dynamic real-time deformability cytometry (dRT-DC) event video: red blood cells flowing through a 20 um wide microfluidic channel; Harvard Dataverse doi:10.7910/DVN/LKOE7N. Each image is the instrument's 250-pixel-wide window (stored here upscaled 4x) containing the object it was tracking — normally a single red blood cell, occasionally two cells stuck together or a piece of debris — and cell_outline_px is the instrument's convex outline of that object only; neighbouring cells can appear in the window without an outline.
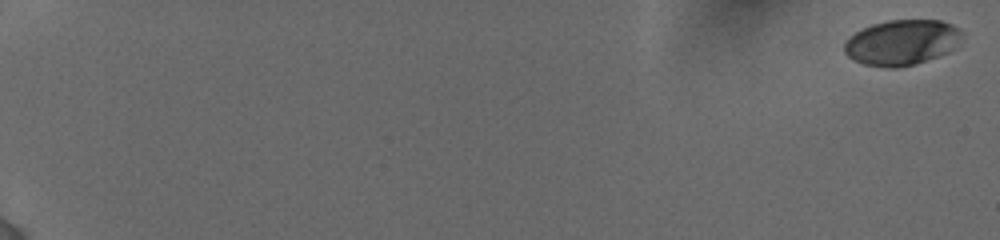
{"species": "human", "species_latin": "Homo sapiens", "temperature_condition": "cold", "stored_images_in_passage": 22, "camera_frame_rate_fps": 3000, "um_per_image_px": 0.085, "donor": {"sex": "female"}, "frame": {"image": 1, "passage_image": 1, "time_ms": 0.0, "image_size_px": [1000, 240], "cell_outline_px": [[964, 32], [956, 48], [948, 52], [912, 64], [896, 68], [888, 68], [864, 64], [852, 60], [844, 52], [844, 44], [856, 32], [872, 24], [888, 20], [940, 20], [952, 24], [960, 28]], "centroid_in_image_um": [76.68, 3.6], "position_along_channel_um": 8.3, "area_um2": 31.04}}
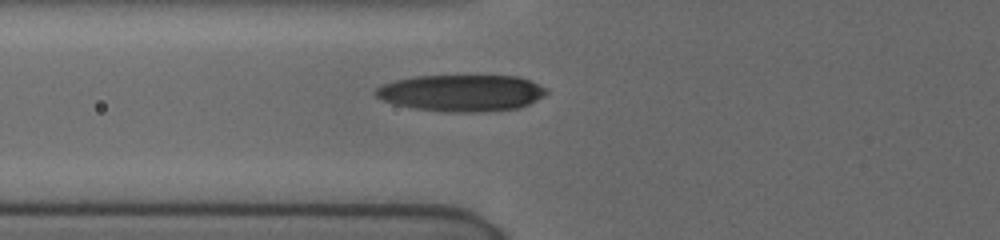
{"frame": {"image": 2, "passage_image": 16, "time_ms": 8.0, "image_size_px": [1000, 240], "cell_outline_px": [[548, 92], [544, 96], [520, 108], [484, 112], [444, 112], [416, 108], [396, 104], [384, 100], [376, 96], [372, 92], [376, 88], [384, 84], [396, 80], [412, 76], [520, 76], [548, 88]], "centroid_in_image_um": [39.26, 7.9], "position_along_channel_um": 86.5, "area_um2": 36.59}}
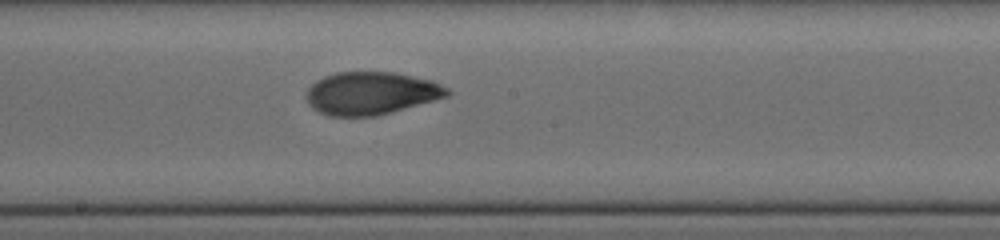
{"frame": {"image": 3, "passage_image": 22, "time_ms": 11.333, "image_size_px": [1000, 240], "cell_outline_px": [[452, 92], [448, 96], [376, 116], [328, 116], [312, 108], [308, 104], [308, 88], [316, 80], [324, 76], [336, 72], [396, 72], [432, 80], [448, 88]], "centroid_in_image_um": [31.55, 7.92], "position_along_channel_um": 216.7, "area_um2": 35.03}}